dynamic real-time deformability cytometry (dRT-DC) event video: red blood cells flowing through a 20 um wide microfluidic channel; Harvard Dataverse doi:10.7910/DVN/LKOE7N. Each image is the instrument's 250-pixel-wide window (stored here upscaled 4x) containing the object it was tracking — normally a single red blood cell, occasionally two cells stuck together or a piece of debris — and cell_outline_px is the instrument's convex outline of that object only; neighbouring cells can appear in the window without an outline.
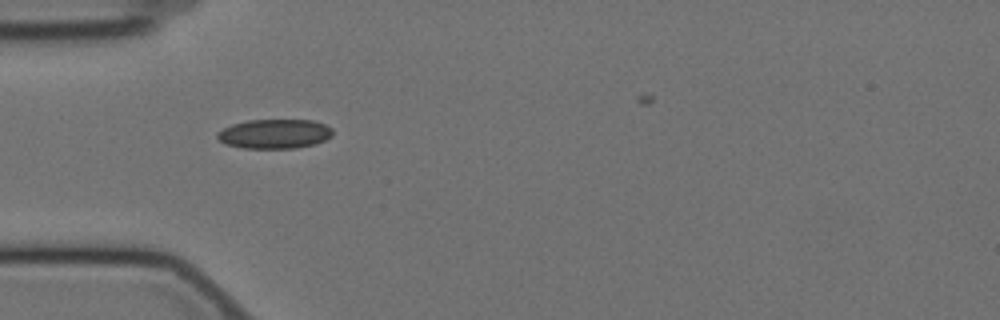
{"species": "Egyptian fruit bat (a non-hibernating species)", "species_latin": "Rousettus aegyptiacus", "temperature_condition": "cold", "stored_images_in_passage": 23, "camera_frame_rate_fps": 3000, "um_per_image_px": 0.085, "animal": {"sex": "female"}, "frame": {"image": 1, "passage_image": 1, "time_ms": 0.0, "image_size_px": [1000, 320], "cell_outline_px": [[332, 136], [316, 144], [296, 148], [244, 148], [228, 144], [220, 140], [216, 136], [216, 132], [232, 124], [248, 120], [312, 120], [324, 124], [332, 128]], "centroid_in_image_um": [23.35, 11.37], "position_along_channel_um": 61.6, "area_um2": 19.71}}
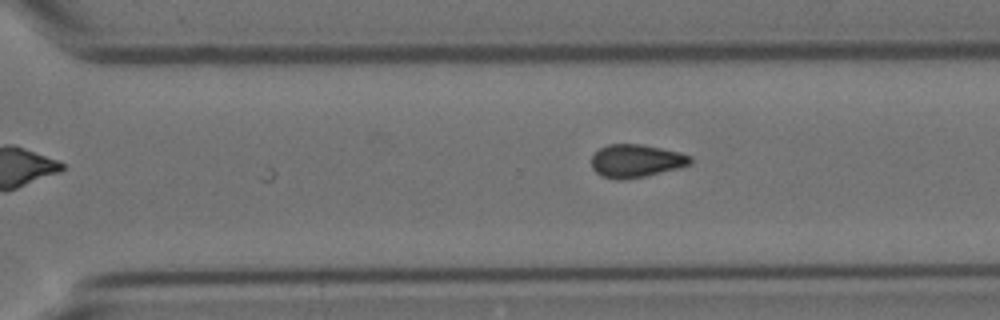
{"frame": {"image": 2, "passage_image": 23, "time_ms": 7.333, "image_size_px": [1000, 320], "cell_outline_px": [[692, 164], [680, 168], [644, 176], [624, 180], [616, 180], [600, 176], [592, 168], [592, 156], [600, 148], [608, 144], [640, 144], [680, 152], [692, 156]], "centroid_in_image_um": [54.08, 13.68], "position_along_channel_um": 316.5, "area_um2": 19.13}}